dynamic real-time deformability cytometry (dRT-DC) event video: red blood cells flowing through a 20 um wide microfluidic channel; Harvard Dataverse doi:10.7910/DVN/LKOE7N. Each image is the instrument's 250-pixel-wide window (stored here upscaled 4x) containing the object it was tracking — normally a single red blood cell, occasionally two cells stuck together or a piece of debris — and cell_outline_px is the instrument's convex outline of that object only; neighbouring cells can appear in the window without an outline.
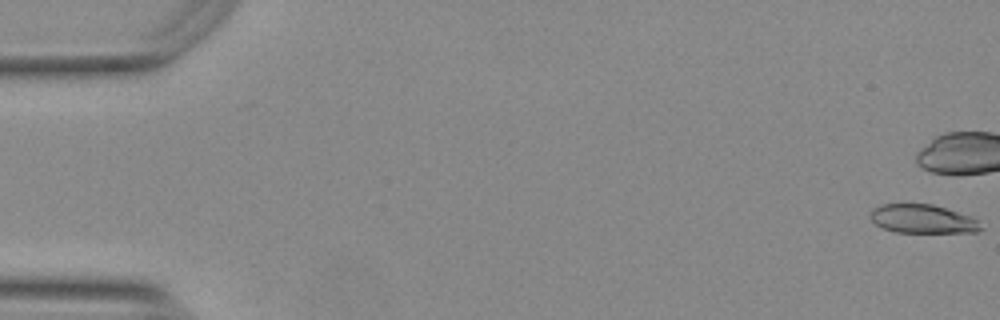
{"species": "Egyptian fruit bat (a non-hibernating species)", "species_latin": "Rousettus aegyptiacus", "temperature_condition": "warm", "stored_images_in_passage": 12, "camera_frame_rate_fps": 3000, "um_per_image_px": 0.085, "animal": {"sex": "female"}, "frame": {"image": 1, "passage_image": 1, "time_ms": 0.0, "image_size_px": [1000, 320], "cell_outline_px": [[984, 228], [976, 232], [896, 232], [884, 228], [876, 224], [872, 220], [872, 208], [880, 204], [932, 204], [972, 216]], "centroid_in_image_um": [78.45, 18.6], "position_along_channel_um": 6.6, "area_um2": 18.32}}